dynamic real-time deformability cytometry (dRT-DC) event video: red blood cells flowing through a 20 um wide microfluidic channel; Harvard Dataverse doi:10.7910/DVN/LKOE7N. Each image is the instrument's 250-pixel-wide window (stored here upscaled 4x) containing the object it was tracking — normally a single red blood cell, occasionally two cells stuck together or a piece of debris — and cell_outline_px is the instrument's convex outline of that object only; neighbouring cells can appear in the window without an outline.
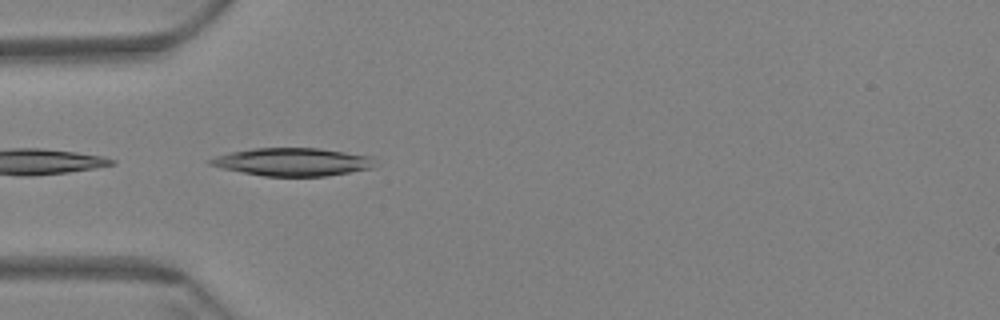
{"species": "Egyptian fruit bat (a non-hibernating species)", "species_latin": "Rousettus aegyptiacus", "temperature_condition": "warm", "stored_images_in_passage": 22, "camera_frame_rate_fps": 3000, "um_per_image_px": 0.085, "animal": {"sex": "female"}, "frame": {"image": 1, "passage_image": 1, "time_ms": 0.0, "image_size_px": [1000, 320], "cell_outline_px": [[372, 168], [324, 176], [264, 176], [224, 168], [208, 164], [204, 160], [216, 156], [232, 152], [252, 148], [320, 148], [372, 156]], "centroid_in_image_um": [24.83, 13.75], "position_along_channel_um": 60.2, "area_um2": 26.53}}